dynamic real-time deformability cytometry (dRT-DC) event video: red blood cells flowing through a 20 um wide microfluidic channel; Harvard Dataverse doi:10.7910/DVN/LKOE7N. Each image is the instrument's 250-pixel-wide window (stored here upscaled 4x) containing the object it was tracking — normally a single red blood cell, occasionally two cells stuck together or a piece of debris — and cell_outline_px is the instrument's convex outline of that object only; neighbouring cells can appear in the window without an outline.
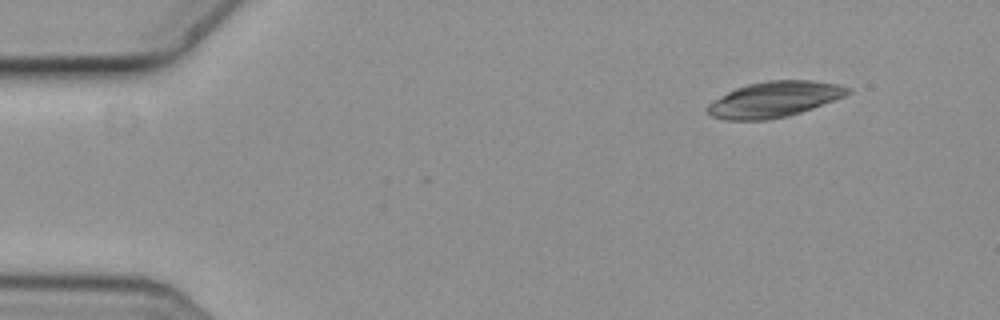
{"species": "common noctule bat (a hibernating species)", "species_latin": "Nyctalus noctula", "temperature_condition": "cold", "stored_images_in_passage": 3, "camera_frame_rate_fps": 3000, "um_per_image_px": 0.085, "animal": {"sex": "female", "body_mass_g": 19.3, "forearm_length_mm": 54.1}, "frame": {"image": 1, "passage_image": 1, "time_ms": 0.0, "image_size_px": [1000, 320], "cell_outline_px": [[852, 92], [844, 96], [812, 108], [788, 116], [768, 120], [724, 120], [712, 116], [704, 112], [704, 108], [712, 100], [736, 88], [748, 84], [768, 80], [812, 80], [840, 84], [852, 88]], "centroid_in_image_um": [65.79, 8.44], "position_along_channel_um": 19.2, "area_um2": 29.36}}